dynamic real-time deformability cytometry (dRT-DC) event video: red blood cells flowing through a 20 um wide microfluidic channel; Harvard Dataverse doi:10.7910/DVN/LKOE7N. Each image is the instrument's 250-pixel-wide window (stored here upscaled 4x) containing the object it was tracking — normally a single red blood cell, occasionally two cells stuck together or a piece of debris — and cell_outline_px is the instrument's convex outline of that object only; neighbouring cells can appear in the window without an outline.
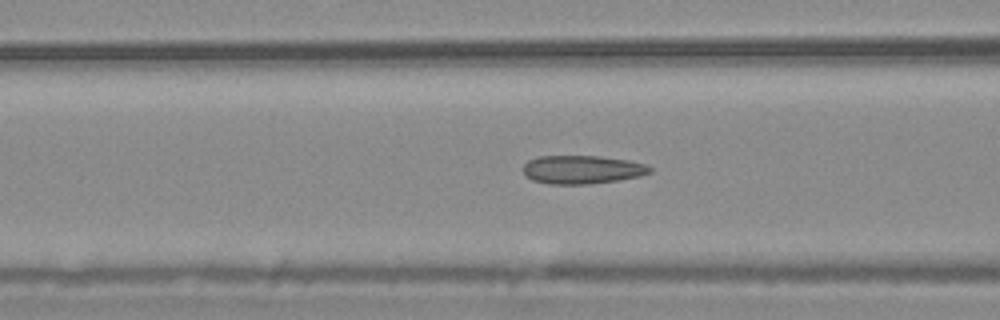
{"species": "common noctule bat (a hibernating species)", "species_latin": "Nyctalus noctula", "temperature_condition": "warm", "stored_images_in_passage": 55, "camera_frame_rate_fps": 3000, "um_per_image_px": 0.085, "animal": {"sex": "male", "body_mass_g": 20.4}, "frame": {"image": 1, "passage_image": 22, "time_ms": 7.0, "image_size_px": [1000, 320], "cell_outline_px": [[652, 172], [640, 176], [620, 180], [588, 184], [548, 184], [532, 180], [524, 176], [524, 164], [528, 160], [536, 156], [600, 156], [628, 160], [648, 164], [652, 168]], "centroid_in_image_um": [49.49, 14.41], "position_along_channel_um": 117.1, "area_um2": 21.27}}
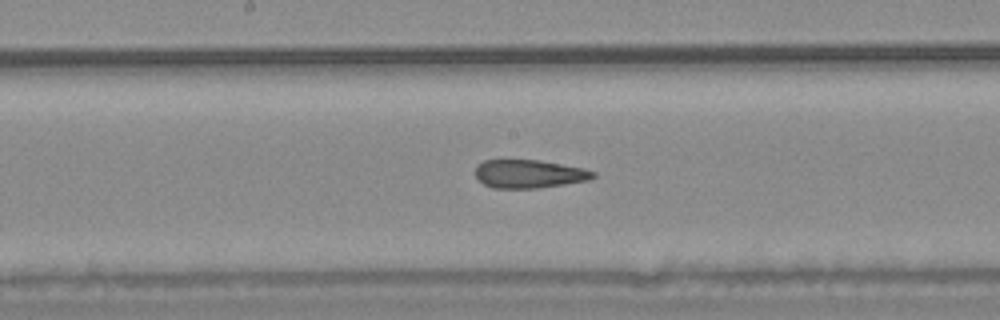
{"frame": {"image": 2, "passage_image": 29, "time_ms": 9.333, "image_size_px": [1000, 320], "cell_outline_px": [[596, 176], [588, 180], [564, 184], [536, 188], [492, 188], [484, 184], [476, 176], [476, 164], [484, 160], [536, 160], [584, 168], [596, 172]], "centroid_in_image_um": [44.96, 14.78], "position_along_channel_um": 203.2, "area_um2": 19.31}}
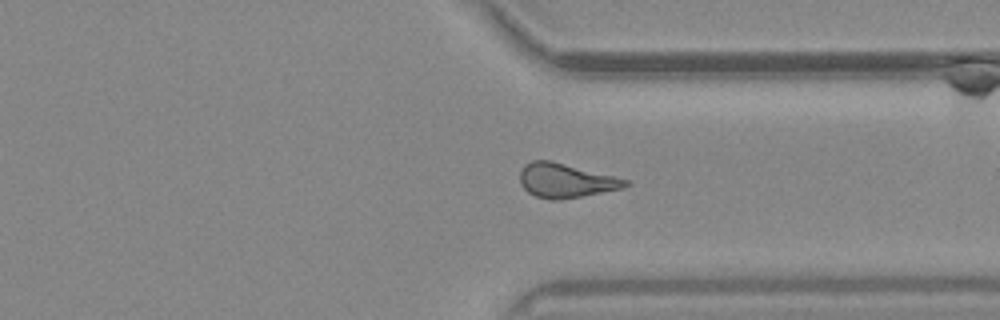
{"frame": {"image": 3, "passage_image": 42, "time_ms": 13.667, "image_size_px": [1000, 320], "cell_outline_px": [[632, 184], [624, 188], [560, 200], [552, 200], [536, 196], [528, 192], [520, 184], [520, 172], [524, 164], [532, 160], [552, 160], [628, 180]], "centroid_in_image_um": [48.08, 15.34], "position_along_channel_um": 363.3, "area_um2": 21.04}, "authors_computed_cell_mechanics": {"area_um2": 21.2704, "velocity_mm_per_s": 3.697, "shape_relaxation_time_tau1_ms": null, "shape_relaxation_time_tau2_ms": 1.9721, "deformation_change_tau1": null, "deformation_change_tau2": 0.089}}